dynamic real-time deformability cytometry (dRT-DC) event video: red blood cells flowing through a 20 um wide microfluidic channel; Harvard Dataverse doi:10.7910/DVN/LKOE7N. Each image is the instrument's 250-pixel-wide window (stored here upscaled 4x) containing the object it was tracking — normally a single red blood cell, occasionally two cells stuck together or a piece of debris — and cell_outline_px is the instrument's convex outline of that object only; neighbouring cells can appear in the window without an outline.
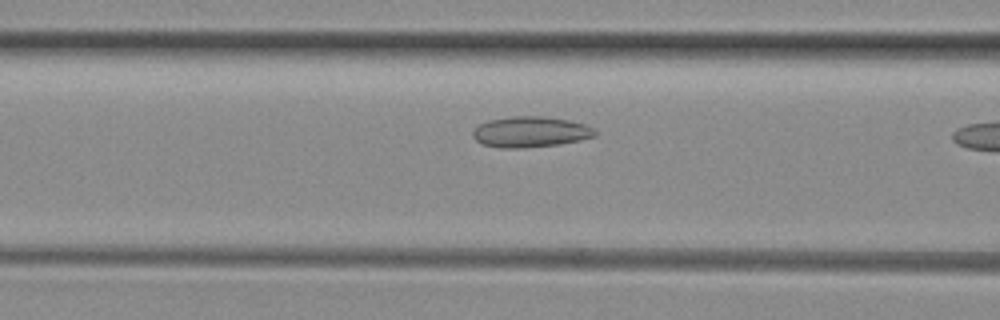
{"species": "common noctule bat (a hibernating species)", "species_latin": "Nyctalus noctula", "temperature_condition": "room temperature", "stored_images_in_passage": 12, "camera_frame_rate_fps": 3000, "um_per_image_px": 0.085, "animal": {"sex": "female", "body_mass_g": 29.2, "forearm_length_mm": 56.3}, "frame": {"image": 1, "passage_image": 10, "time_ms": 3.0, "image_size_px": [1000, 320], "cell_outline_px": [[596, 136], [580, 140], [560, 144], [524, 148], [500, 148], [484, 144], [476, 140], [472, 136], [472, 132], [480, 124], [488, 120], [512, 116], [544, 116], [568, 120], [584, 124], [592, 128], [596, 132]], "centroid_in_image_um": [45.08, 11.21], "position_along_channel_um": 121.5, "area_um2": 21.85}}